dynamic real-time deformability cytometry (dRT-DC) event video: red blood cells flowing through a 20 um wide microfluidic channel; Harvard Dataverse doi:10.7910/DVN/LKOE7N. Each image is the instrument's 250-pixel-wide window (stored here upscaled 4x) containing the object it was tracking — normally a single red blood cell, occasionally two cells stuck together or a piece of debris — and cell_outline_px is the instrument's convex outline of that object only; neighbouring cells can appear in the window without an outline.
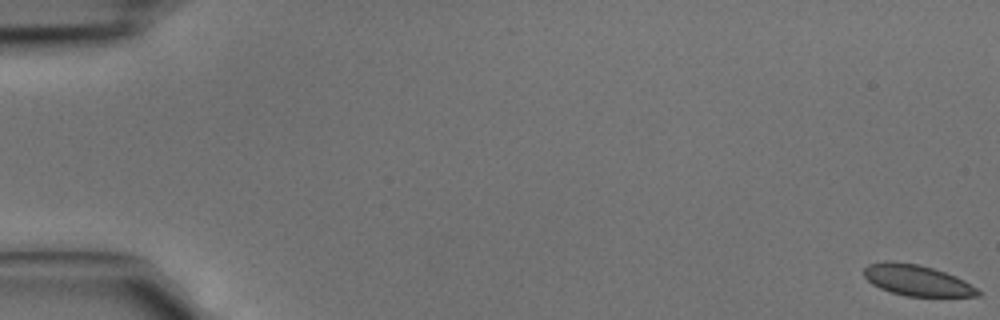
{"species": "common noctule bat (a hibernating species)", "species_latin": "Nyctalus noctula", "temperature_condition": "cold", "stored_images_in_passage": 6, "camera_frame_rate_fps": 3000, "um_per_image_px": 0.085, "animal": {"sex": "male", "body_mass_g": 15.6}, "frame": {"image": 1, "passage_image": 1, "time_ms": 0.0, "image_size_px": [1000, 320], "cell_outline_px": [[984, 292], [980, 296], [904, 296], [880, 288], [872, 284], [864, 276], [864, 268], [868, 264], [884, 260], [892, 260], [920, 264], [956, 276], [964, 280]], "centroid_in_image_um": [77.94, 23.81], "position_along_channel_um": 7.1, "area_um2": 20.75}}
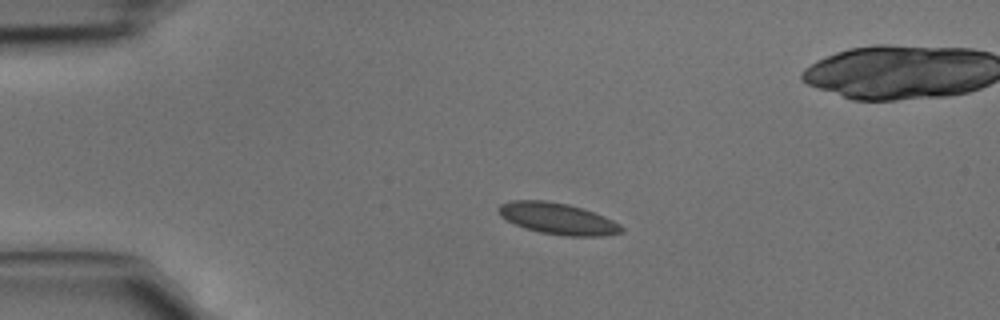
{"frame": {"image": 2, "passage_image": 4, "time_ms": 1.0, "image_size_px": [1000, 320], "cell_outline_px": [[624, 232], [604, 236], [568, 236], [540, 232], [516, 224], [500, 216], [496, 208], [500, 204], [512, 200], [544, 200], [568, 204], [604, 216], [620, 224], [624, 228]], "centroid_in_image_um": [47.41, 18.58], "position_along_channel_um": 37.6, "area_um2": 22.31}}